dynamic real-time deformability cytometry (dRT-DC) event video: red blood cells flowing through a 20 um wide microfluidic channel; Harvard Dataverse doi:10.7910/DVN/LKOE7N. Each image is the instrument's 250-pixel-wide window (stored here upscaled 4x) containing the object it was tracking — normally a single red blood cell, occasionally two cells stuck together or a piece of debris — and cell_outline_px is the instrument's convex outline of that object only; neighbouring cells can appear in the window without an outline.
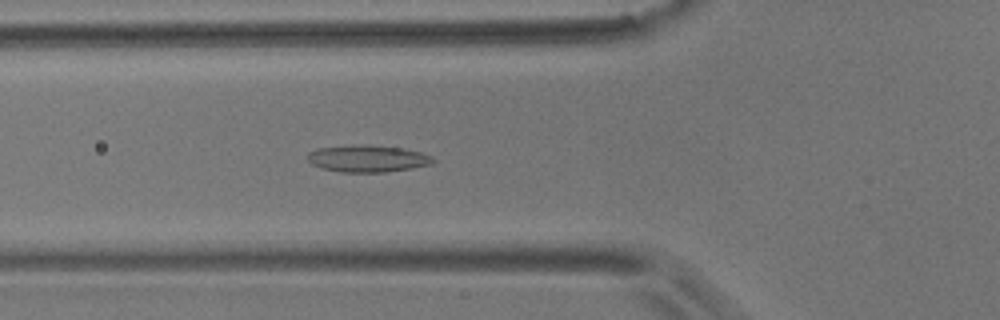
{"species": "common noctule bat (a hibernating species)", "species_latin": "Nyctalus noctula", "temperature_condition": "room temperature", "stored_images_in_passage": 54, "camera_frame_rate_fps": 3000, "um_per_image_px": 0.085, "animal": {"sex": "male", "body_mass_g": 17.9}, "frame": {"image": 1, "passage_image": 19, "time_ms": 6.0, "image_size_px": [1000, 320], "cell_outline_px": [[436, 160], [432, 164], [412, 168], [384, 172], [340, 172], [320, 168], [312, 164], [308, 160], [308, 152], [316, 148], [356, 144], [360, 144], [404, 148], [420, 152], [432, 156]], "centroid_in_image_um": [31.23, 13.47], "position_along_channel_um": 94.6, "area_um2": 19.88}}
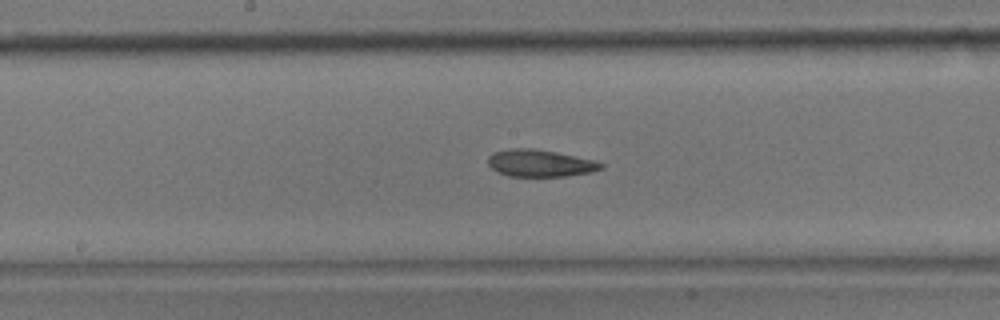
{"frame": {"image": 2, "passage_image": 28, "time_ms": 9.0, "image_size_px": [1000, 320], "cell_outline_px": [[604, 168], [592, 172], [564, 176], [508, 176], [496, 172], [488, 164], [488, 156], [492, 152], [512, 148], [532, 148], [556, 152], [592, 160], [604, 164]], "centroid_in_image_um": [45.86, 13.87], "position_along_channel_um": 202.3, "area_um2": 17.8}}
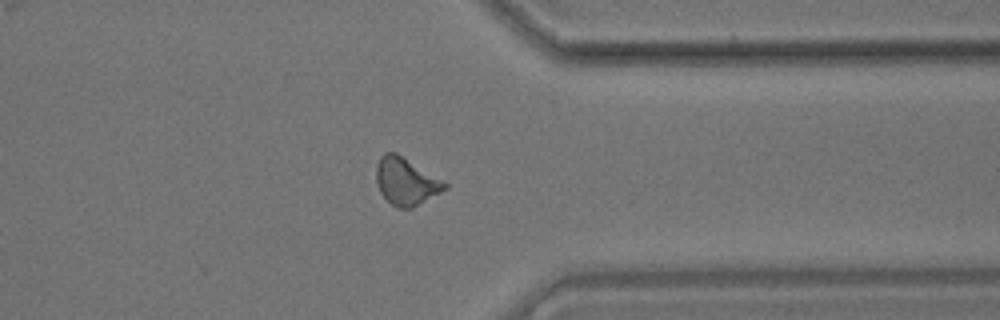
{"frame": {"image": 3, "passage_image": 43, "time_ms": 14.0, "image_size_px": [1000, 320], "cell_outline_px": [[448, 188], [412, 208], [396, 208], [380, 192], [376, 180], [376, 164], [380, 156], [384, 152], [396, 152], [444, 180], [448, 184]], "centroid_in_image_um": [34.51, 15.4], "position_along_channel_um": 376.9, "area_um2": 18.96}}